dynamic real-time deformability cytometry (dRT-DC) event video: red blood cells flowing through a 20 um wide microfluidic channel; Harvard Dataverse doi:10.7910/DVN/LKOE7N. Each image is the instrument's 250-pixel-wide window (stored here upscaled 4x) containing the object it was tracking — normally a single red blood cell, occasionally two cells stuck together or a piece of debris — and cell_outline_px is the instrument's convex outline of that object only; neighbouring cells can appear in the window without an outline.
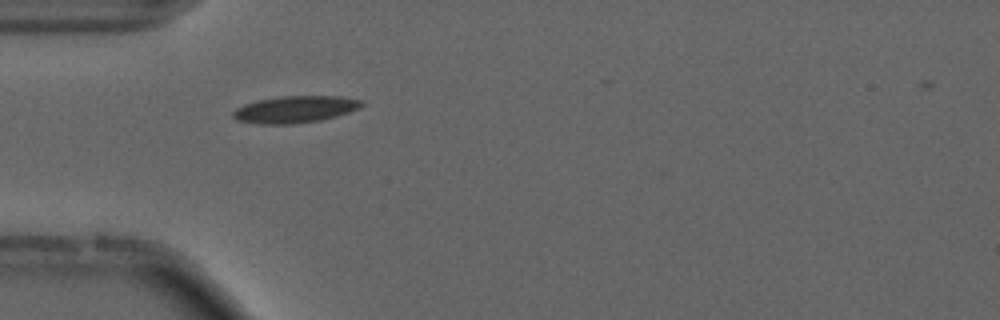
{"species": "common noctule bat (a hibernating species)", "species_latin": "Nyctalus noctula", "temperature_condition": "cold", "stored_images_in_passage": 34, "camera_frame_rate_fps": 3000, "um_per_image_px": 0.085, "animal": {"sex": "male", "forearm_length_mm": 52.5}, "frame": {"image": 1, "passage_image": 1, "time_ms": 0.0, "image_size_px": [1000, 320], "cell_outline_px": [[364, 104], [360, 108], [336, 116], [320, 120], [292, 124], [260, 124], [236, 120], [232, 116], [232, 112], [236, 108], [244, 104], [260, 100], [280, 96], [340, 96], [364, 100]], "centroid_in_image_um": [25.1, 9.29], "position_along_channel_um": 59.9, "area_um2": 20.17}, "authors_computed_cell_mechanics": {"area_um2": 18.3804, "velocity_mm_per_s": 3.7016, "shape_relaxation_time_tau1_ms": 7.6966, "shape_relaxation_time_tau2_ms": 5.1891, "deformation_change_tau1": 0.1581, "deformation_change_tau2": 0.073}}